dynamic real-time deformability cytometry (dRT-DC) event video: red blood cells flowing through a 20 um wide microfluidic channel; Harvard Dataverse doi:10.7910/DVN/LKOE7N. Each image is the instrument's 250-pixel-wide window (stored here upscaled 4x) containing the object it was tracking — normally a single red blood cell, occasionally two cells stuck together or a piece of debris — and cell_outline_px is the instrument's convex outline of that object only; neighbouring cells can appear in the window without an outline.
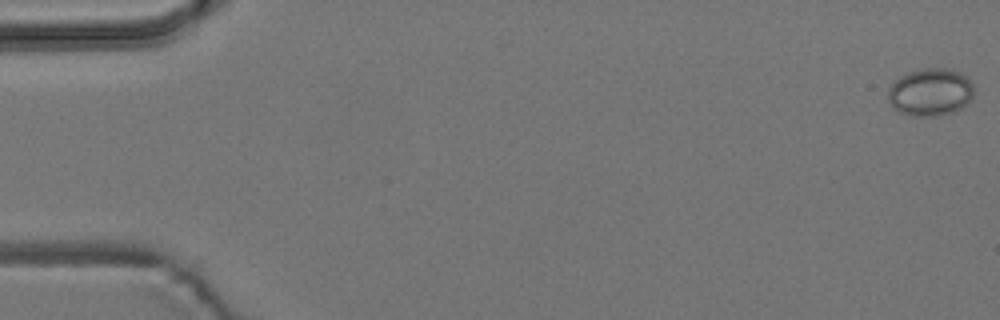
{"species": "common noctule bat (a hibernating species)", "species_latin": "Nyctalus noctula", "temperature_condition": "room temperature", "stored_images_in_passage": 3, "camera_frame_rate_fps": 3000, "um_per_image_px": 0.085, "animal": {"sex": "male", "body_mass_g": 19.2, "forearm_length_mm": 51.8}, "frame": {"image": 1, "passage_image": 1, "time_ms": 0.0, "image_size_px": [1000, 320], "cell_outline_px": [[972, 96], [960, 108], [952, 112], [940, 116], [912, 116], [900, 112], [888, 100], [888, 88], [900, 76], [908, 72], [924, 68], [948, 68], [960, 72], [972, 84]], "centroid_in_image_um": [79.05, 7.82], "position_along_channel_um": 5.9, "area_um2": 23.52}}